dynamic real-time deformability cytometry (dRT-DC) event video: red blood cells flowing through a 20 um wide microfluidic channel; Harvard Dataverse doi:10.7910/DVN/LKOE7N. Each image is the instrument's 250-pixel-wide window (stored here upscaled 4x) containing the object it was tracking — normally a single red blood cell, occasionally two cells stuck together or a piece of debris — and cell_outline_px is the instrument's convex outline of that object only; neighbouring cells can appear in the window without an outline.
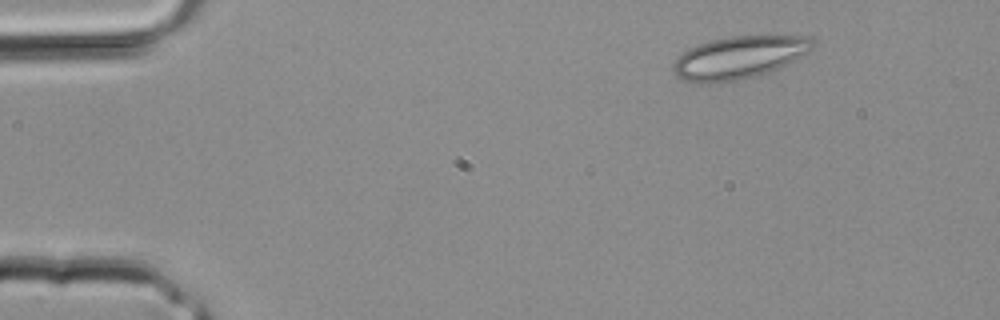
{"species": "common noctule bat (a hibernating species)", "species_latin": "Nyctalus noctula", "temperature_condition": "room temperature", "stored_images_in_passage": 2, "camera_frame_rate_fps": 3000, "um_per_image_px": 0.085, "animal": {"sex": "male", "body_mass_g": 20.4}, "frame": {"image": 1, "passage_image": 1, "time_ms": 0.0, "image_size_px": [1000, 320], "cell_outline_px": [[812, 48], [808, 52], [780, 68], [744, 80], [720, 84], [700, 84], [684, 80], [676, 76], [672, 68], [672, 64], [688, 48], [712, 40], [732, 36], [808, 36], [812, 40]], "centroid_in_image_um": [62.78, 4.93], "position_along_channel_um": 22.2, "area_um2": 34.8}}